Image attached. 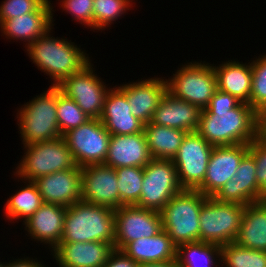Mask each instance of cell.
Returning <instances> with one entry per match:
<instances>
[{"mask_svg":"<svg viewBox=\"0 0 266 267\" xmlns=\"http://www.w3.org/2000/svg\"><path fill=\"white\" fill-rule=\"evenodd\" d=\"M51 1L46 0L34 13L19 15L3 21L1 32L8 39L21 40L28 47L33 41L41 37L53 24V7Z\"/></svg>","mask_w":266,"mask_h":267,"instance_id":"obj_22","label":"cell"},{"mask_svg":"<svg viewBox=\"0 0 266 267\" xmlns=\"http://www.w3.org/2000/svg\"><path fill=\"white\" fill-rule=\"evenodd\" d=\"M77 166L104 164L110 133L100 119H90L64 136Z\"/></svg>","mask_w":266,"mask_h":267,"instance_id":"obj_11","label":"cell"},{"mask_svg":"<svg viewBox=\"0 0 266 267\" xmlns=\"http://www.w3.org/2000/svg\"><path fill=\"white\" fill-rule=\"evenodd\" d=\"M249 153L256 166V180L259 190L266 196V143L256 138L249 143Z\"/></svg>","mask_w":266,"mask_h":267,"instance_id":"obj_38","label":"cell"},{"mask_svg":"<svg viewBox=\"0 0 266 267\" xmlns=\"http://www.w3.org/2000/svg\"><path fill=\"white\" fill-rule=\"evenodd\" d=\"M4 263H5V262H3V263L0 262V267H4Z\"/></svg>","mask_w":266,"mask_h":267,"instance_id":"obj_44","label":"cell"},{"mask_svg":"<svg viewBox=\"0 0 266 267\" xmlns=\"http://www.w3.org/2000/svg\"><path fill=\"white\" fill-rule=\"evenodd\" d=\"M137 267H178L176 260L172 261H163V262H150V263H141Z\"/></svg>","mask_w":266,"mask_h":267,"instance_id":"obj_43","label":"cell"},{"mask_svg":"<svg viewBox=\"0 0 266 267\" xmlns=\"http://www.w3.org/2000/svg\"><path fill=\"white\" fill-rule=\"evenodd\" d=\"M196 132L213 146L249 144L257 138V112L244 102L230 111L203 109Z\"/></svg>","mask_w":266,"mask_h":267,"instance_id":"obj_2","label":"cell"},{"mask_svg":"<svg viewBox=\"0 0 266 267\" xmlns=\"http://www.w3.org/2000/svg\"><path fill=\"white\" fill-rule=\"evenodd\" d=\"M153 158L144 131L132 135H110L104 164L119 167H145Z\"/></svg>","mask_w":266,"mask_h":267,"instance_id":"obj_20","label":"cell"},{"mask_svg":"<svg viewBox=\"0 0 266 267\" xmlns=\"http://www.w3.org/2000/svg\"><path fill=\"white\" fill-rule=\"evenodd\" d=\"M245 206L206 197L199 215L200 241L224 245L235 242Z\"/></svg>","mask_w":266,"mask_h":267,"instance_id":"obj_8","label":"cell"},{"mask_svg":"<svg viewBox=\"0 0 266 267\" xmlns=\"http://www.w3.org/2000/svg\"><path fill=\"white\" fill-rule=\"evenodd\" d=\"M67 207L57 204L43 203L40 208L23 225L28 235L47 244L53 250L59 243L63 234L64 217Z\"/></svg>","mask_w":266,"mask_h":267,"instance_id":"obj_24","label":"cell"},{"mask_svg":"<svg viewBox=\"0 0 266 267\" xmlns=\"http://www.w3.org/2000/svg\"><path fill=\"white\" fill-rule=\"evenodd\" d=\"M205 201L198 190L183 189L160 211L163 230L176 246L200 241L199 215Z\"/></svg>","mask_w":266,"mask_h":267,"instance_id":"obj_4","label":"cell"},{"mask_svg":"<svg viewBox=\"0 0 266 267\" xmlns=\"http://www.w3.org/2000/svg\"><path fill=\"white\" fill-rule=\"evenodd\" d=\"M4 267H46L43 263L37 260V258L34 260L33 258H21L12 260V262L9 261L4 264Z\"/></svg>","mask_w":266,"mask_h":267,"instance_id":"obj_42","label":"cell"},{"mask_svg":"<svg viewBox=\"0 0 266 267\" xmlns=\"http://www.w3.org/2000/svg\"><path fill=\"white\" fill-rule=\"evenodd\" d=\"M82 201L89 204L120 208L117 173L105 164L81 167Z\"/></svg>","mask_w":266,"mask_h":267,"instance_id":"obj_15","label":"cell"},{"mask_svg":"<svg viewBox=\"0 0 266 267\" xmlns=\"http://www.w3.org/2000/svg\"><path fill=\"white\" fill-rule=\"evenodd\" d=\"M222 262L226 267H266V251L249 249L231 242L221 245Z\"/></svg>","mask_w":266,"mask_h":267,"instance_id":"obj_32","label":"cell"},{"mask_svg":"<svg viewBox=\"0 0 266 267\" xmlns=\"http://www.w3.org/2000/svg\"><path fill=\"white\" fill-rule=\"evenodd\" d=\"M248 104L256 112L266 106V54L252 61V88Z\"/></svg>","mask_w":266,"mask_h":267,"instance_id":"obj_35","label":"cell"},{"mask_svg":"<svg viewBox=\"0 0 266 267\" xmlns=\"http://www.w3.org/2000/svg\"><path fill=\"white\" fill-rule=\"evenodd\" d=\"M201 112L198 106L176 98L167 91L154 111L151 122L186 132H195L199 127Z\"/></svg>","mask_w":266,"mask_h":267,"instance_id":"obj_23","label":"cell"},{"mask_svg":"<svg viewBox=\"0 0 266 267\" xmlns=\"http://www.w3.org/2000/svg\"><path fill=\"white\" fill-rule=\"evenodd\" d=\"M248 152L249 144L214 146L205 179L196 190L206 197H214L235 176L240 162Z\"/></svg>","mask_w":266,"mask_h":267,"instance_id":"obj_14","label":"cell"},{"mask_svg":"<svg viewBox=\"0 0 266 267\" xmlns=\"http://www.w3.org/2000/svg\"><path fill=\"white\" fill-rule=\"evenodd\" d=\"M93 66L92 63L88 64L81 72L65 78L57 87L91 119H100L110 87L94 73Z\"/></svg>","mask_w":266,"mask_h":267,"instance_id":"obj_12","label":"cell"},{"mask_svg":"<svg viewBox=\"0 0 266 267\" xmlns=\"http://www.w3.org/2000/svg\"><path fill=\"white\" fill-rule=\"evenodd\" d=\"M217 260L221 261V246L218 244L196 241L177 246L178 267H219Z\"/></svg>","mask_w":266,"mask_h":267,"instance_id":"obj_29","label":"cell"},{"mask_svg":"<svg viewBox=\"0 0 266 267\" xmlns=\"http://www.w3.org/2000/svg\"><path fill=\"white\" fill-rule=\"evenodd\" d=\"M44 203L69 207L82 201L81 167L75 166L33 180Z\"/></svg>","mask_w":266,"mask_h":267,"instance_id":"obj_16","label":"cell"},{"mask_svg":"<svg viewBox=\"0 0 266 267\" xmlns=\"http://www.w3.org/2000/svg\"><path fill=\"white\" fill-rule=\"evenodd\" d=\"M214 146L196 131L187 132L173 163L183 189L196 190L204 181Z\"/></svg>","mask_w":266,"mask_h":267,"instance_id":"obj_10","label":"cell"},{"mask_svg":"<svg viewBox=\"0 0 266 267\" xmlns=\"http://www.w3.org/2000/svg\"><path fill=\"white\" fill-rule=\"evenodd\" d=\"M114 247L105 242H60L50 250L59 267H103Z\"/></svg>","mask_w":266,"mask_h":267,"instance_id":"obj_19","label":"cell"},{"mask_svg":"<svg viewBox=\"0 0 266 267\" xmlns=\"http://www.w3.org/2000/svg\"><path fill=\"white\" fill-rule=\"evenodd\" d=\"M182 190L173 160L152 159L144 167L141 196L135 205L160 212Z\"/></svg>","mask_w":266,"mask_h":267,"instance_id":"obj_9","label":"cell"},{"mask_svg":"<svg viewBox=\"0 0 266 267\" xmlns=\"http://www.w3.org/2000/svg\"><path fill=\"white\" fill-rule=\"evenodd\" d=\"M60 3V8L62 7L64 11L71 14L75 21L93 30L94 0H62Z\"/></svg>","mask_w":266,"mask_h":267,"instance_id":"obj_36","label":"cell"},{"mask_svg":"<svg viewBox=\"0 0 266 267\" xmlns=\"http://www.w3.org/2000/svg\"><path fill=\"white\" fill-rule=\"evenodd\" d=\"M138 263L130 258L123 250L114 248L109 254L103 267H137Z\"/></svg>","mask_w":266,"mask_h":267,"instance_id":"obj_40","label":"cell"},{"mask_svg":"<svg viewBox=\"0 0 266 267\" xmlns=\"http://www.w3.org/2000/svg\"><path fill=\"white\" fill-rule=\"evenodd\" d=\"M240 103L241 101L236 97L217 89L205 109L207 111H230Z\"/></svg>","mask_w":266,"mask_h":267,"instance_id":"obj_39","label":"cell"},{"mask_svg":"<svg viewBox=\"0 0 266 267\" xmlns=\"http://www.w3.org/2000/svg\"><path fill=\"white\" fill-rule=\"evenodd\" d=\"M173 77L166 79L167 91L205 109L217 90V79L213 65L204 62H189L178 68Z\"/></svg>","mask_w":266,"mask_h":267,"instance_id":"obj_7","label":"cell"},{"mask_svg":"<svg viewBox=\"0 0 266 267\" xmlns=\"http://www.w3.org/2000/svg\"><path fill=\"white\" fill-rule=\"evenodd\" d=\"M52 29L53 26L25 48L38 69L53 79L52 86H58L65 78L81 72L91 60L71 40L51 37Z\"/></svg>","mask_w":266,"mask_h":267,"instance_id":"obj_1","label":"cell"},{"mask_svg":"<svg viewBox=\"0 0 266 267\" xmlns=\"http://www.w3.org/2000/svg\"><path fill=\"white\" fill-rule=\"evenodd\" d=\"M115 210L76 202L67 207L60 242H105L114 247Z\"/></svg>","mask_w":266,"mask_h":267,"instance_id":"obj_3","label":"cell"},{"mask_svg":"<svg viewBox=\"0 0 266 267\" xmlns=\"http://www.w3.org/2000/svg\"><path fill=\"white\" fill-rule=\"evenodd\" d=\"M46 0H4L0 5V24L19 15L34 13Z\"/></svg>","mask_w":266,"mask_h":267,"instance_id":"obj_37","label":"cell"},{"mask_svg":"<svg viewBox=\"0 0 266 267\" xmlns=\"http://www.w3.org/2000/svg\"><path fill=\"white\" fill-rule=\"evenodd\" d=\"M138 264L176 260L177 246L168 233L162 230L153 237H141L122 249Z\"/></svg>","mask_w":266,"mask_h":267,"instance_id":"obj_26","label":"cell"},{"mask_svg":"<svg viewBox=\"0 0 266 267\" xmlns=\"http://www.w3.org/2000/svg\"><path fill=\"white\" fill-rule=\"evenodd\" d=\"M118 88L126 95L133 116L145 125L151 121L154 111L167 92V81L153 77L122 84Z\"/></svg>","mask_w":266,"mask_h":267,"instance_id":"obj_18","label":"cell"},{"mask_svg":"<svg viewBox=\"0 0 266 267\" xmlns=\"http://www.w3.org/2000/svg\"><path fill=\"white\" fill-rule=\"evenodd\" d=\"M133 0H94L93 29L105 30L131 8ZM130 7V8H129Z\"/></svg>","mask_w":266,"mask_h":267,"instance_id":"obj_34","label":"cell"},{"mask_svg":"<svg viewBox=\"0 0 266 267\" xmlns=\"http://www.w3.org/2000/svg\"><path fill=\"white\" fill-rule=\"evenodd\" d=\"M117 173L120 207L135 205L141 196L144 167H119Z\"/></svg>","mask_w":266,"mask_h":267,"instance_id":"obj_31","label":"cell"},{"mask_svg":"<svg viewBox=\"0 0 266 267\" xmlns=\"http://www.w3.org/2000/svg\"><path fill=\"white\" fill-rule=\"evenodd\" d=\"M25 148L24 156L14 175L21 181H33L44 175L71 169L76 166L71 150L64 137L34 143Z\"/></svg>","mask_w":266,"mask_h":267,"instance_id":"obj_6","label":"cell"},{"mask_svg":"<svg viewBox=\"0 0 266 267\" xmlns=\"http://www.w3.org/2000/svg\"><path fill=\"white\" fill-rule=\"evenodd\" d=\"M56 113L60 133L64 136L68 131L79 127L91 118L87 116L76 102L67 97L56 86Z\"/></svg>","mask_w":266,"mask_h":267,"instance_id":"obj_33","label":"cell"},{"mask_svg":"<svg viewBox=\"0 0 266 267\" xmlns=\"http://www.w3.org/2000/svg\"><path fill=\"white\" fill-rule=\"evenodd\" d=\"M213 69L217 79V89L249 103L252 88V62L226 61Z\"/></svg>","mask_w":266,"mask_h":267,"instance_id":"obj_25","label":"cell"},{"mask_svg":"<svg viewBox=\"0 0 266 267\" xmlns=\"http://www.w3.org/2000/svg\"><path fill=\"white\" fill-rule=\"evenodd\" d=\"M148 149L153 159L173 160L176 156L186 131L157 125L151 121L144 125Z\"/></svg>","mask_w":266,"mask_h":267,"instance_id":"obj_28","label":"cell"},{"mask_svg":"<svg viewBox=\"0 0 266 267\" xmlns=\"http://www.w3.org/2000/svg\"><path fill=\"white\" fill-rule=\"evenodd\" d=\"M235 242L242 247L266 251V199L245 206Z\"/></svg>","mask_w":266,"mask_h":267,"instance_id":"obj_27","label":"cell"},{"mask_svg":"<svg viewBox=\"0 0 266 267\" xmlns=\"http://www.w3.org/2000/svg\"><path fill=\"white\" fill-rule=\"evenodd\" d=\"M214 198L244 206L266 199L257 186L255 161L249 152L240 162L235 176L224 184Z\"/></svg>","mask_w":266,"mask_h":267,"instance_id":"obj_17","label":"cell"},{"mask_svg":"<svg viewBox=\"0 0 266 267\" xmlns=\"http://www.w3.org/2000/svg\"><path fill=\"white\" fill-rule=\"evenodd\" d=\"M49 87L18 110L17 122L24 146L62 137L56 113V86Z\"/></svg>","mask_w":266,"mask_h":267,"instance_id":"obj_5","label":"cell"},{"mask_svg":"<svg viewBox=\"0 0 266 267\" xmlns=\"http://www.w3.org/2000/svg\"><path fill=\"white\" fill-rule=\"evenodd\" d=\"M257 138L266 143V106L257 112Z\"/></svg>","mask_w":266,"mask_h":267,"instance_id":"obj_41","label":"cell"},{"mask_svg":"<svg viewBox=\"0 0 266 267\" xmlns=\"http://www.w3.org/2000/svg\"><path fill=\"white\" fill-rule=\"evenodd\" d=\"M108 91L100 121L110 135H132L143 132L144 124L131 113L126 95L118 88Z\"/></svg>","mask_w":266,"mask_h":267,"instance_id":"obj_21","label":"cell"},{"mask_svg":"<svg viewBox=\"0 0 266 267\" xmlns=\"http://www.w3.org/2000/svg\"><path fill=\"white\" fill-rule=\"evenodd\" d=\"M114 248L122 250L128 243L153 237L163 230L161 214L136 205H123L115 209Z\"/></svg>","mask_w":266,"mask_h":267,"instance_id":"obj_13","label":"cell"},{"mask_svg":"<svg viewBox=\"0 0 266 267\" xmlns=\"http://www.w3.org/2000/svg\"><path fill=\"white\" fill-rule=\"evenodd\" d=\"M28 182V183H27ZM25 187H21L16 194L9 197L4 213L7 220L22 219L23 222L28 220L44 203L36 185L33 181H25Z\"/></svg>","mask_w":266,"mask_h":267,"instance_id":"obj_30","label":"cell"}]
</instances>
